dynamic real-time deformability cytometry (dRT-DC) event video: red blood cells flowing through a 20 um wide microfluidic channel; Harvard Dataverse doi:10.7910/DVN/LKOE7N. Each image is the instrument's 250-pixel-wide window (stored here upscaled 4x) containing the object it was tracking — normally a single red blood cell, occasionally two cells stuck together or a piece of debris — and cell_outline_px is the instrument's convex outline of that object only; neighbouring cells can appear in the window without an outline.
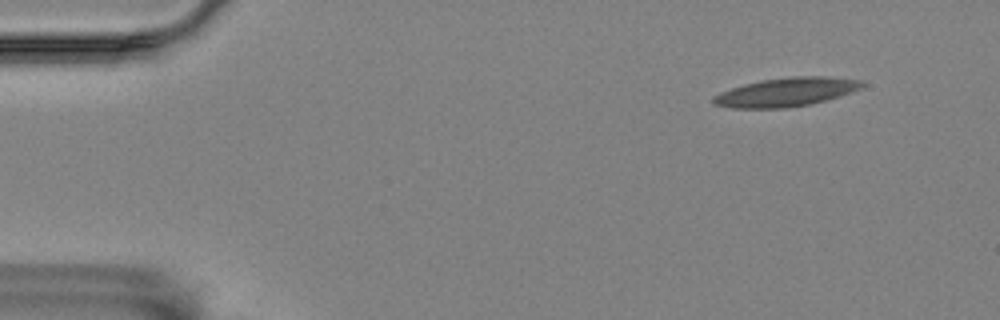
{"species": "Egyptian fruit bat (a non-hibernating species)", "species_latin": "Rousettus aegyptiacus", "temperature_condition": "room temperature", "stored_images_in_passage": 4, "camera_frame_rate_fps": 3000, "um_per_image_px": 0.085, "animal": {"sex": "female"}, "frame": {"image": 1, "passage_image": 1, "time_ms": 0.0, "image_size_px": [1000, 320], "cell_outline_px": [[864, 84], [860, 88], [852, 92], [840, 96], [808, 104], [784, 108], [732, 108], [712, 104], [712, 96], [720, 92], [744, 84], [760, 80], [792, 76], [824, 76], [860, 80]], "centroid_in_image_um": [66.77, 7.82], "position_along_channel_um": 18.2, "area_um2": 24.8}}
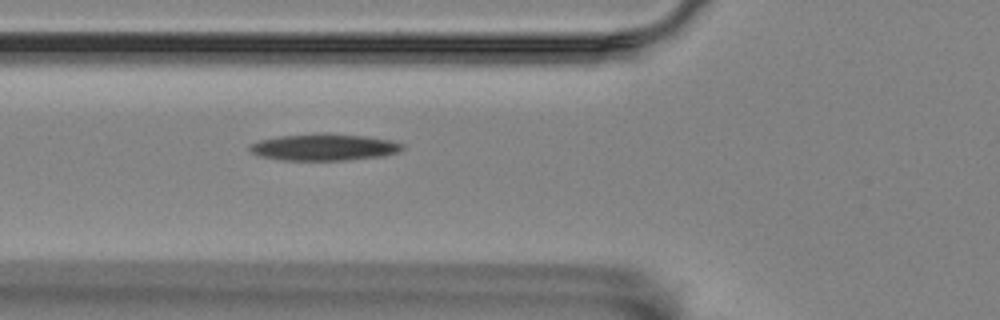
{"frame": {"image": 2, "passage_image": 4, "time_ms": 1.0, "image_size_px": [1000, 320], "cell_outline_px": [[404, 148], [400, 152], [384, 156], [348, 160], [280, 160], [260, 156], [252, 152], [248, 148], [252, 144], [260, 140], [280, 136], [324, 132], [364, 136], [392, 140], [404, 144]], "centroid_in_image_um": [27.6, 12.51], "position_along_channel_um": 98.2, "area_um2": 23.99}}